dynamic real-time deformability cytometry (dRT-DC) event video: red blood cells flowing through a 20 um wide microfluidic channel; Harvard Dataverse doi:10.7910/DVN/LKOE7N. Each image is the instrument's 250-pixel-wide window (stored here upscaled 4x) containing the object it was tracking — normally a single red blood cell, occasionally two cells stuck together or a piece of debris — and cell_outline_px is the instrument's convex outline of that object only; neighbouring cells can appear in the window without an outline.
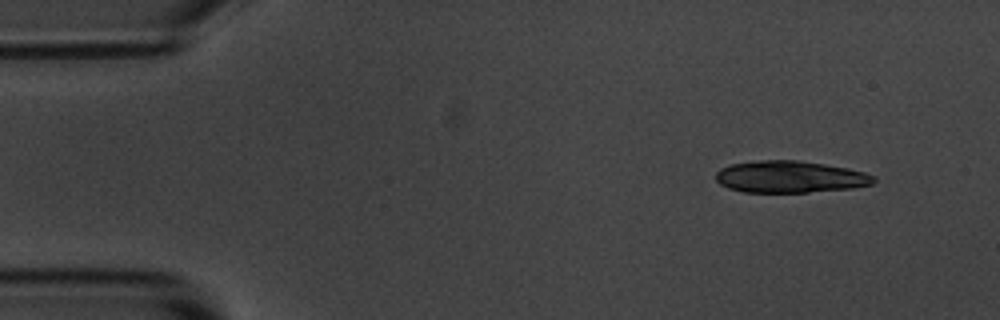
{"species": "common noctule bat (a hibernating species)", "species_latin": "Nyctalus noctula", "temperature_condition": "room temperature", "stored_images_in_passage": 4, "camera_frame_rate_fps": 3000, "um_per_image_px": 0.085, "animal": {"sex": "male", "body_mass_g": 20.1, "forearm_length_mm": 53.5}, "frame": {"image": 1, "passage_image": 1, "time_ms": 0.0, "image_size_px": [1000, 320], "cell_outline_px": [[876, 180], [872, 184], [852, 188], [808, 192], [744, 192], [728, 188], [720, 184], [716, 180], [716, 172], [720, 168], [732, 164], [760, 160], [796, 160], [824, 164], [848, 168], [864, 172], [876, 176]], "centroid_in_image_um": [67.16, 15.03], "position_along_channel_um": 17.8, "area_um2": 29.3}}